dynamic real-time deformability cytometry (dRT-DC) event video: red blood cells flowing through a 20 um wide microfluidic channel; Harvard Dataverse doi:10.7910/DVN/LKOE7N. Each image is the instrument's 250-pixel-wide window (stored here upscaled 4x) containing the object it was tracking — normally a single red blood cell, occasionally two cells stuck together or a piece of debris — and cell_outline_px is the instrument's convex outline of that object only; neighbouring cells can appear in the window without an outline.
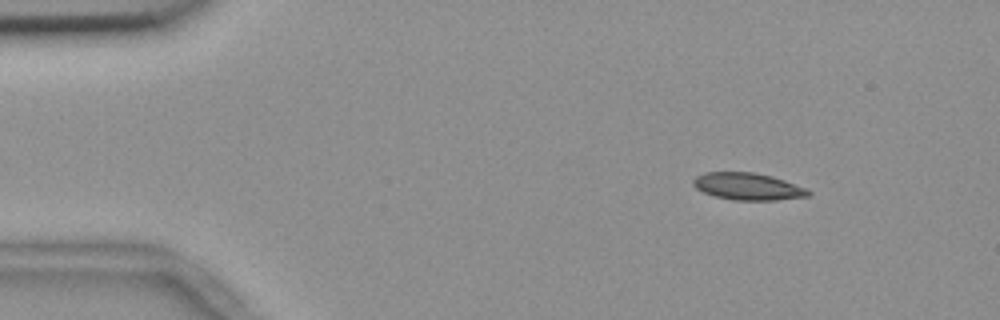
{"species": "common noctule bat (a hibernating species)", "species_latin": "Nyctalus noctula", "temperature_condition": "room temperature", "stored_images_in_passage": 54, "camera_frame_rate_fps": 3000, "um_per_image_px": 0.085, "animal": {"sex": "female", "body_mass_g": 18.4}, "frame": {"image": 1, "passage_image": 6, "time_ms": 1.667, "image_size_px": [1000, 320], "cell_outline_px": [[812, 192], [808, 196], [776, 200], [732, 200], [716, 196], [704, 192], [696, 188], [692, 184], [692, 180], [696, 176], [704, 172], [756, 172], [772, 176], [808, 188]], "centroid_in_image_um": [63.58, 15.84], "position_along_channel_um": 21.4, "area_um2": 18.26}}
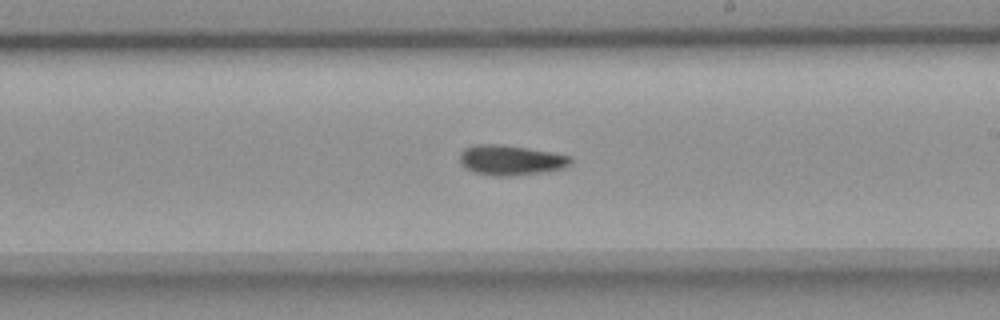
{"frame": {"image": 2, "passage_image": 31, "time_ms": 10.0, "image_size_px": [1000, 320], "cell_outline_px": [[572, 160], [568, 164], [560, 168], [540, 172], [512, 176], [492, 176], [476, 172], [464, 168], [460, 164], [460, 152], [464, 148], [472, 144], [500, 144], [528, 148], [552, 152], [572, 156]], "centroid_in_image_um": [43.34, 13.59], "position_along_channel_um": 245.7, "area_um2": 19.42}}
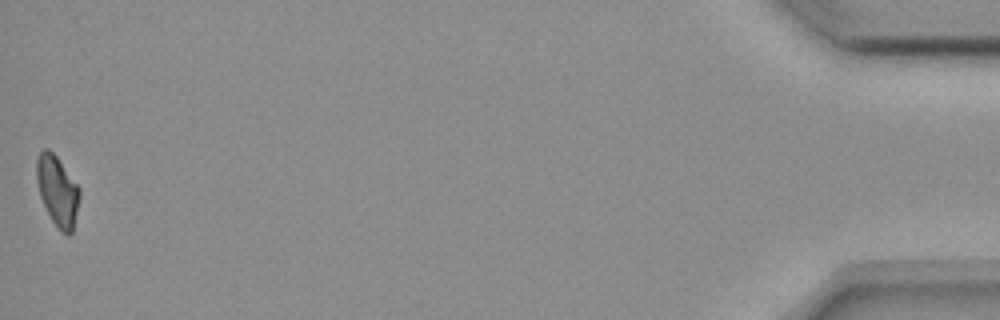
{"frame": {"image": 3, "passage_image": 54, "time_ms": 17.667, "image_size_px": [1000, 320], "cell_outline_px": [[80, 196], [72, 232], [68, 236], [60, 232], [52, 220], [40, 196], [36, 180], [36, 160], [40, 152], [44, 148], [48, 148], [56, 156], [80, 188]], "centroid_in_image_um": [4.88, 16.22], "position_along_channel_um": 430.3, "area_um2": 17.46}, "authors_computed_cell_mechanics": {"area_um2": 18.3226, "velocity_mm_per_s": 3.6687, "shape_relaxation_time_tau1_ms": 5.6401, "shape_relaxation_time_tau2_ms": 5.9237, "deformation_change_tau1": 0.1368, "deformation_change_tau2": 0.1114}}